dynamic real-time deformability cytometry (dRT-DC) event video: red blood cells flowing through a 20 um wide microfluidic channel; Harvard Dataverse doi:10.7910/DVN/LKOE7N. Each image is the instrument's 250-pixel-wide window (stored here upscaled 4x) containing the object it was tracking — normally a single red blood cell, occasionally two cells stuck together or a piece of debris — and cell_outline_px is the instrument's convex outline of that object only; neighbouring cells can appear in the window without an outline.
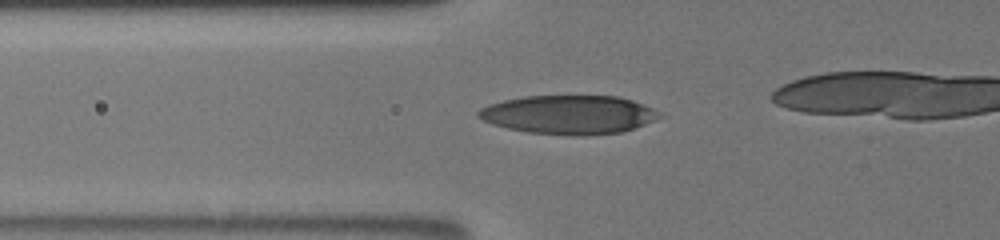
{"species": "human", "species_latin": "Homo sapiens", "temperature_condition": "room temperature", "stored_images_in_passage": 11, "segment_of_instrument_passage": [1, 2], "camera_frame_rate_fps": 3000, "um_per_image_px": 0.085, "donor": {"sex": "male"}, "frame": {"image": 1, "passage_image": 7, "time_ms": 3.667, "image_size_px": [1000, 240], "cell_outline_px": [[664, 116], [644, 124], [620, 132], [580, 136], [572, 136], [528, 132], [508, 128], [492, 124], [476, 116], [476, 112], [480, 108], [488, 104], [504, 100], [524, 96], [616, 96], [632, 100], [652, 108], [660, 112]], "centroid_in_image_um": [48.32, 9.74], "position_along_channel_um": 77.5, "area_um2": 40.86}}
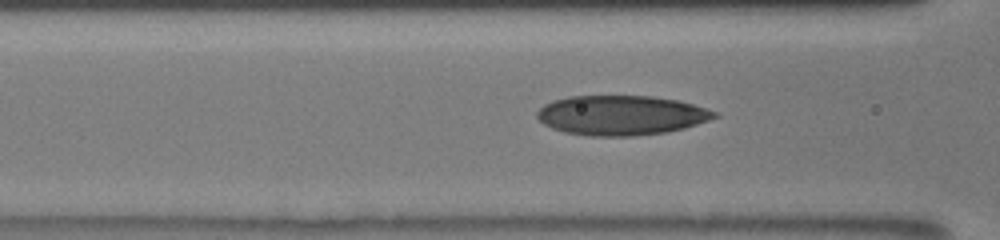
{"frame": {"image": 2, "passage_image": 10, "time_ms": 4.667, "image_size_px": [1000, 240], "cell_outline_px": [[720, 116], [684, 128], [664, 132], [632, 136], [588, 136], [564, 132], [552, 128], [544, 124], [536, 116], [536, 112], [544, 104], [552, 100], [568, 96], [652, 96], [676, 100], [708, 108], [720, 112]], "centroid_in_image_um": [52.79, 9.79], "position_along_channel_um": 113.8, "area_um2": 41.15}}